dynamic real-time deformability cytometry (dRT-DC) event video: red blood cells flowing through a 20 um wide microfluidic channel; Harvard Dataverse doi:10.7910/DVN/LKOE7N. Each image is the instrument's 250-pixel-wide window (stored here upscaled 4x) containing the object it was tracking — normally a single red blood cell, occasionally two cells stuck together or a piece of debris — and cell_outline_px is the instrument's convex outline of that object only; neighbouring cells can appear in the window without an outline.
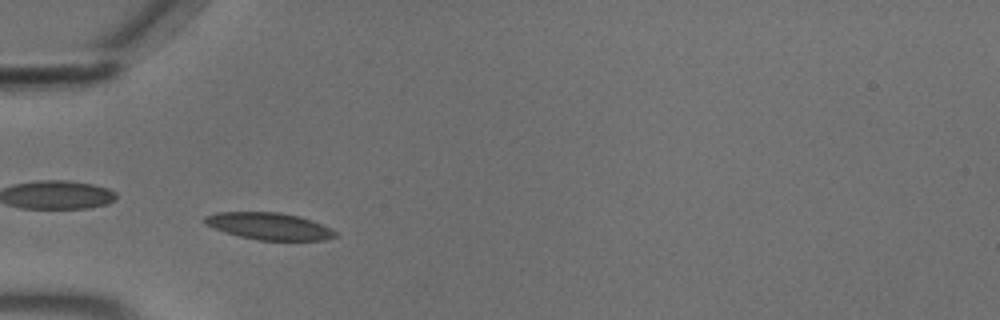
{"species": "common noctule bat (a hibernating species)", "species_latin": "Nyctalus noctula", "temperature_condition": "cold", "stored_images_in_passage": 46, "camera_frame_rate_fps": 3000, "um_per_image_px": 0.085, "animal": {"sex": "male", "body_mass_g": 18.8}, "frame": {"image": 1, "passage_image": 8, "time_ms": 2.333, "image_size_px": [1000, 320], "cell_outline_px": [[340, 236], [324, 240], [256, 240], [224, 232], [204, 224], [204, 216], [216, 212], [280, 212], [312, 220], [336, 232]], "centroid_in_image_um": [22.85, 19.23], "position_along_channel_um": 62.2, "area_um2": 20.46}}
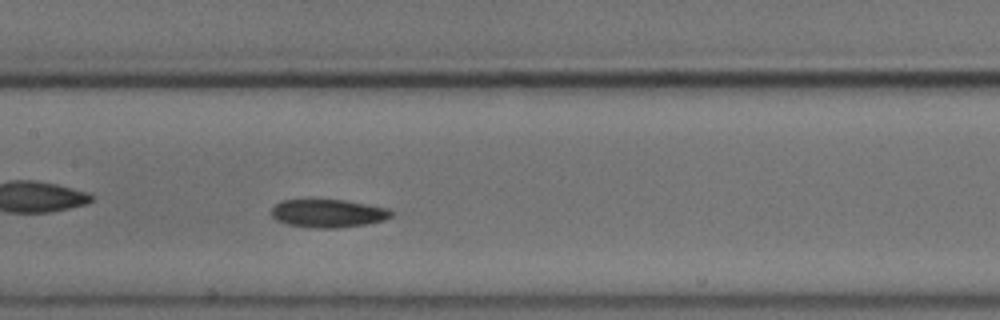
{"frame": {"image": 2, "passage_image": 18, "time_ms": 5.667, "image_size_px": [1000, 320], "cell_outline_px": [[392, 216], [384, 220], [368, 224], [336, 228], [308, 228], [288, 224], [276, 220], [272, 216], [272, 208], [280, 200], [344, 200], [388, 208], [392, 212]], "centroid_in_image_um": [27.88, 18.14], "position_along_channel_um": 179.5, "area_um2": 19.65}}
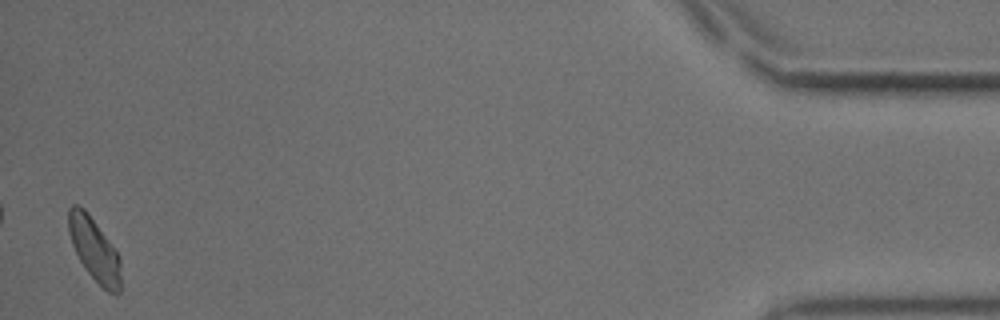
{"frame": {"image": 3, "passage_image": 45, "time_ms": 14.667, "image_size_px": [1000, 320], "cell_outline_px": [[120, 292], [116, 296], [108, 292], [84, 268], [72, 244], [68, 232], [68, 208], [72, 204], [76, 204], [84, 208], [88, 212], [116, 252], [120, 260]], "centroid_in_image_um": [8.0, 21.19], "position_along_channel_um": 427.2, "area_um2": 18.96}, "authors_computed_cell_mechanics": {"area_um2": 19.5364, "velocity_mm_per_s": 3.6477, "shape_relaxation_time_tau1_ms": 7.4516, "shape_relaxation_time_tau2_ms": null, "deformation_change_tau1": 0.1692, "deformation_change_tau2": null}}